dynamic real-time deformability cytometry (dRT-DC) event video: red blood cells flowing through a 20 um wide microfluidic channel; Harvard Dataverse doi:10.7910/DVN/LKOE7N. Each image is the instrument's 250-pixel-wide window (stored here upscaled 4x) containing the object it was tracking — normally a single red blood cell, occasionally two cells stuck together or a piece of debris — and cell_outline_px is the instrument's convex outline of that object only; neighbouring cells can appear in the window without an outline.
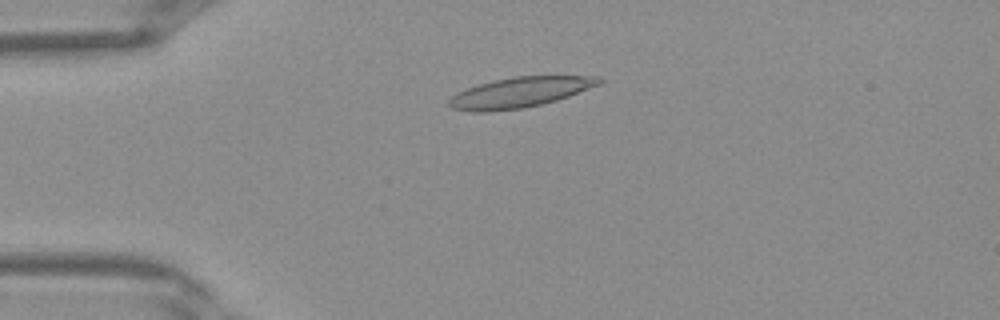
{"species": "Egyptian fruit bat (a non-hibernating species)", "species_latin": "Rousettus aegyptiacus", "temperature_condition": "warm", "stored_images_in_passage": 33, "camera_frame_rate_fps": 3000, "um_per_image_px": 0.085, "frame": {"image": 1, "passage_image": 3, "time_ms": 0.667, "image_size_px": [1000, 320], "cell_outline_px": [[604, 80], [600, 84], [568, 96], [556, 100], [524, 108], [488, 112], [472, 112], [452, 108], [448, 104], [448, 100], [452, 96], [468, 88], [480, 84], [512, 76], [596, 76]], "centroid_in_image_um": [44.18, 7.86], "position_along_channel_um": 40.8, "area_um2": 26.18}}
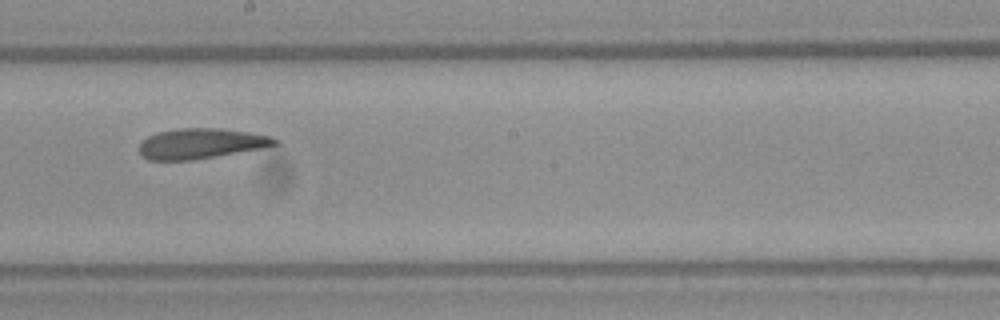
{"frame": {"image": 2, "passage_image": 16, "time_ms": 5.0, "image_size_px": [1000, 320], "cell_outline_px": [[280, 144], [264, 148], [192, 160], [148, 160], [140, 152], [140, 144], [148, 136], [160, 132], [180, 128], [220, 128], [248, 132], [272, 136], [280, 140]], "centroid_in_image_um": [17.16, 12.2], "position_along_channel_um": 231.0, "area_um2": 23.87}}
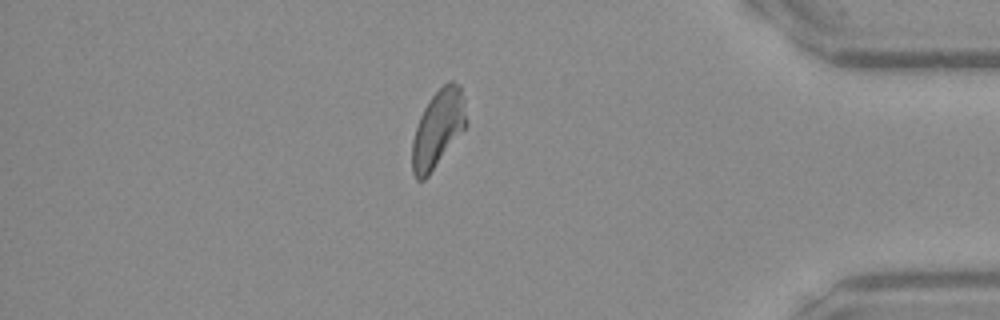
{"frame": {"image": 3, "passage_image": 28, "time_ms": 9.0, "image_size_px": [1000, 320], "cell_outline_px": [[468, 124], [428, 176], [424, 180], [416, 180], [412, 172], [412, 140], [420, 116], [424, 108], [432, 96], [448, 80], [452, 80], [460, 84], [464, 100]], "centroid_in_image_um": [37.23, 10.93], "position_along_channel_um": 398.0, "area_um2": 24.33}}